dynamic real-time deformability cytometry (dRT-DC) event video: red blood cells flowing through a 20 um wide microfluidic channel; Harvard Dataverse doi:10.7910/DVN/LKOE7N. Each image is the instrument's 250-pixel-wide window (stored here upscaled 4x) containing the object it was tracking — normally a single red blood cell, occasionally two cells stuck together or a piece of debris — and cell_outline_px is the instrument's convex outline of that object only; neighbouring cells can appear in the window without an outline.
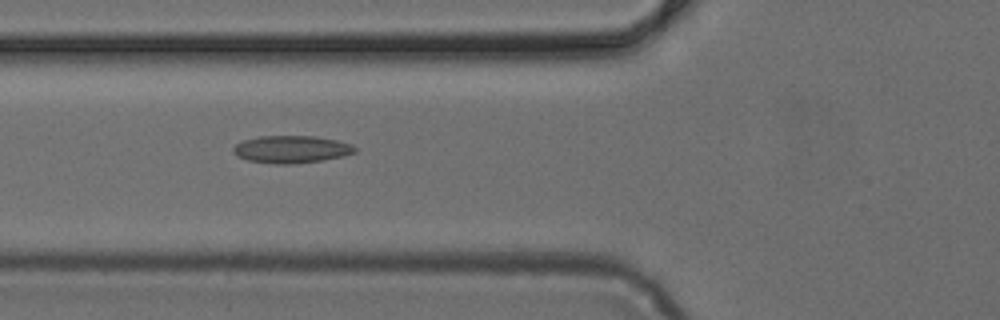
{"species": "common noctule bat (a hibernating species)", "species_latin": "Nyctalus noctula", "temperature_condition": "cold", "stored_images_in_passage": 7, "camera_frame_rate_fps": 3000, "um_per_image_px": 0.085, "animal": {"sex": "female", "body_mass_g": 24.6, "forearm_length_mm": 56.2}, "frame": {"image": 1, "passage_image": 5, "time_ms": 1.333, "image_size_px": [1000, 320], "cell_outline_px": [[356, 152], [344, 156], [324, 160], [292, 164], [276, 164], [248, 160], [236, 156], [232, 152], [232, 148], [236, 144], [244, 140], [260, 136], [316, 136], [336, 140], [352, 144], [356, 148]], "centroid_in_image_um": [24.77, 12.69], "position_along_channel_um": 101.0, "area_um2": 19.54}}
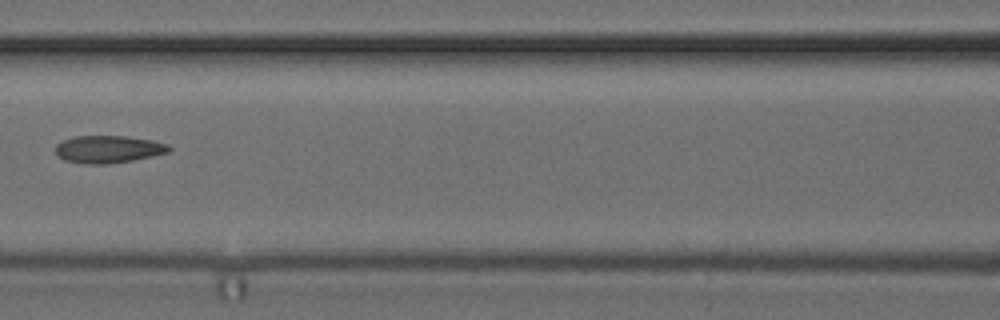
{"frame": {"image": 2, "passage_image": 6, "time_ms": 1.667, "image_size_px": [1000, 320], "cell_outline_px": [[172, 148], [168, 152], [152, 156], [132, 160], [108, 164], [84, 164], [64, 160], [56, 152], [56, 144], [64, 140], [76, 136], [128, 136], [152, 140], [168, 144]], "centroid_in_image_um": [9.22, 12.68], "position_along_channel_um": 157.4, "area_um2": 18.09}}
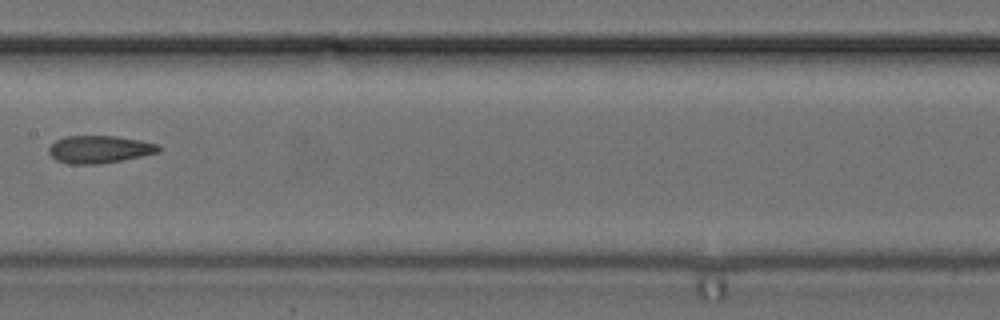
{"frame": {"image": 3, "passage_image": 7, "time_ms": 2.0, "image_size_px": [1000, 320], "cell_outline_px": [[164, 148], [160, 152], [100, 164], [68, 164], [56, 160], [48, 152], [48, 148], [56, 140], [68, 136], [116, 136], [140, 140], [160, 144]], "centroid_in_image_um": [8.49, 12.69], "position_along_channel_um": 198.9, "area_um2": 17.69}}